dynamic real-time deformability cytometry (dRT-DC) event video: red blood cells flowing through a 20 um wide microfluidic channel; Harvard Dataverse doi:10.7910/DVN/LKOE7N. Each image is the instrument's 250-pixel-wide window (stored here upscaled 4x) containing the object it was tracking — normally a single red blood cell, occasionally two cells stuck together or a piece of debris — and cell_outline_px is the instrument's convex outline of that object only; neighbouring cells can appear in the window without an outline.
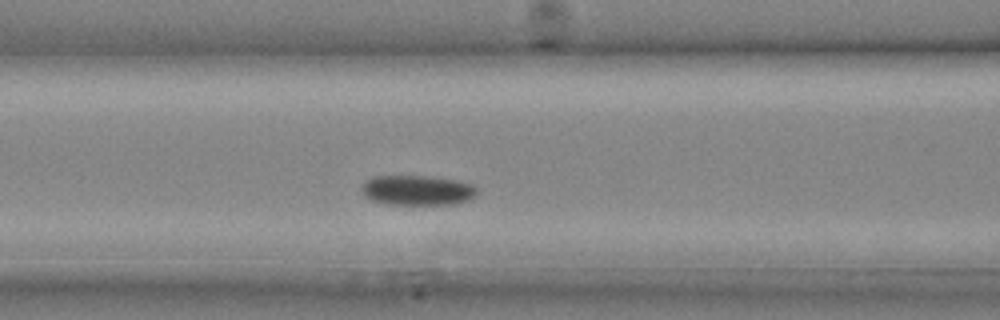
{"species": "common noctule bat (a hibernating species)", "species_latin": "Nyctalus noctula", "temperature_condition": "cold", "stored_images_in_passage": 9, "camera_frame_rate_fps": 3000, "um_per_image_px": 0.085, "animal": {"sex": "male", "body_mass_g": 20.4}, "frame": {"image": 1, "passage_image": 7, "time_ms": 2.0, "image_size_px": [1000, 320], "cell_outline_px": [[476, 196], [468, 200], [452, 204], [388, 204], [372, 200], [364, 196], [360, 188], [368, 180], [376, 176], [424, 176], [456, 180], [472, 184], [476, 188]], "centroid_in_image_um": [35.47, 16.17], "position_along_channel_um": 131.1, "area_um2": 19.94}}
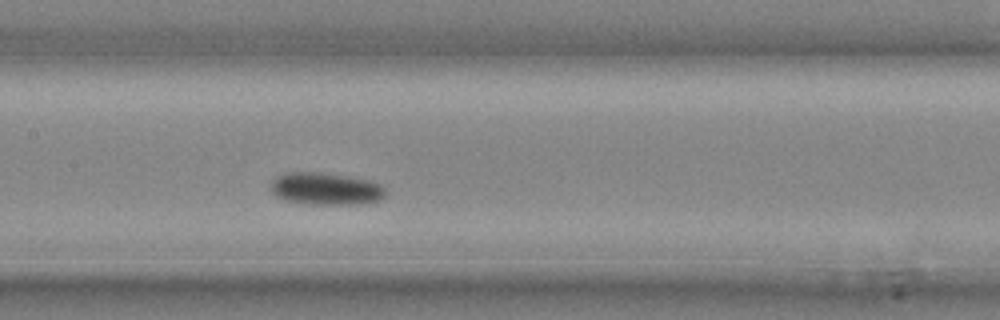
{"frame": {"image": 2, "passage_image": 9, "time_ms": 2.667, "image_size_px": [1000, 320], "cell_outline_px": [[384, 196], [380, 200], [368, 204], [308, 204], [284, 200], [276, 196], [272, 192], [272, 180], [276, 176], [288, 172], [320, 172], [348, 176], [368, 180], [380, 184], [384, 188]], "centroid_in_image_um": [27.69, 16.05], "position_along_channel_um": 179.7, "area_um2": 21.68}}